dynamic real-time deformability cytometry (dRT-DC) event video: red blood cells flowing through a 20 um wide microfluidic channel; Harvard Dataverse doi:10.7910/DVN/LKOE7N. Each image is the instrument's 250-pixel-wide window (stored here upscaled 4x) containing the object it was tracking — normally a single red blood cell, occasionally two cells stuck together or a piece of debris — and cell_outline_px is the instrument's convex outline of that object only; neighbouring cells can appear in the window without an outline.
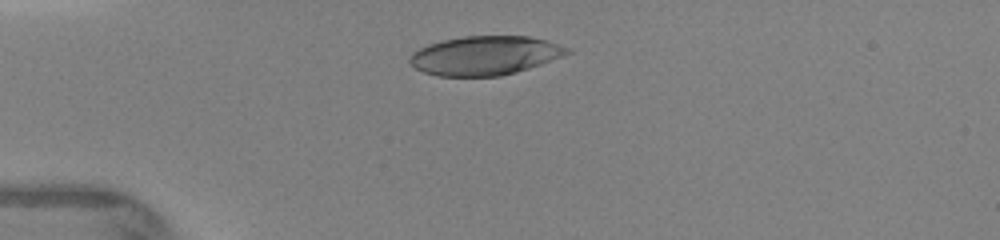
{"species": "human", "species_latin": "Homo sapiens", "temperature_condition": "warm", "stored_images_in_passage": 2, "camera_frame_rate_fps": 3000, "um_per_image_px": 0.085, "donor": {"sex": "female"}, "frame": {"image": 1, "passage_image": 1, "time_ms": 0.0, "image_size_px": [1000, 240], "cell_outline_px": [[572, 52], [540, 64], [516, 72], [500, 76], [436, 76], [424, 72], [416, 68], [408, 60], [412, 52], [428, 44], [444, 40], [464, 36], [528, 36], [548, 40], [572, 48]], "centroid_in_image_um": [41.24, 4.71], "position_along_channel_um": 43.8, "area_um2": 35.78}}
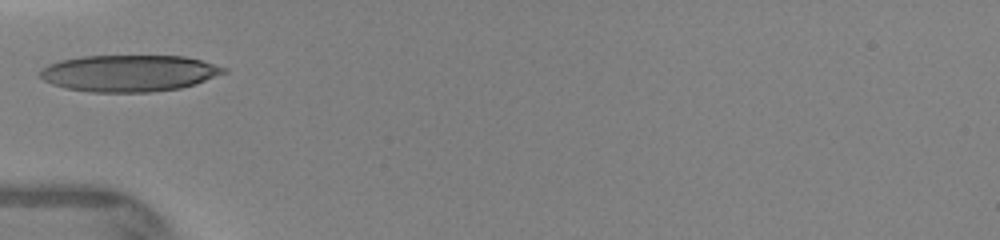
{"frame": {"image": 2, "passage_image": 2, "time_ms": 1.333, "image_size_px": [1000, 240], "cell_outline_px": [[228, 72], [196, 84], [180, 88], [152, 92], [92, 92], [64, 88], [52, 84], [44, 80], [40, 76], [40, 68], [48, 64], [60, 60], [84, 56], [184, 56], [200, 60], [228, 68]], "centroid_in_image_um": [10.98, 6.22], "position_along_channel_um": 74.0, "area_um2": 39.36}}